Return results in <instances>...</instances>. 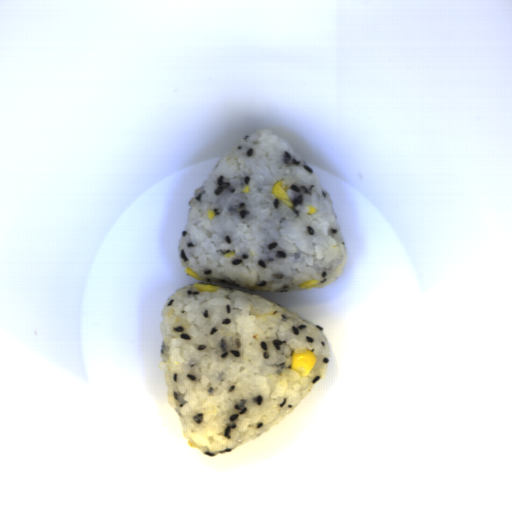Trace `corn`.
I'll return each mask as SVG.
<instances>
[{"instance_id": "5", "label": "corn", "mask_w": 512, "mask_h": 512, "mask_svg": "<svg viewBox=\"0 0 512 512\" xmlns=\"http://www.w3.org/2000/svg\"><path fill=\"white\" fill-rule=\"evenodd\" d=\"M186 273L198 279L199 281H204L203 278H200L196 273H194L189 267L185 269Z\"/></svg>"}, {"instance_id": "1", "label": "corn", "mask_w": 512, "mask_h": 512, "mask_svg": "<svg viewBox=\"0 0 512 512\" xmlns=\"http://www.w3.org/2000/svg\"><path fill=\"white\" fill-rule=\"evenodd\" d=\"M317 357L312 350L305 353H294L291 357V369L297 372L302 378L309 375L314 368Z\"/></svg>"}, {"instance_id": "7", "label": "corn", "mask_w": 512, "mask_h": 512, "mask_svg": "<svg viewBox=\"0 0 512 512\" xmlns=\"http://www.w3.org/2000/svg\"><path fill=\"white\" fill-rule=\"evenodd\" d=\"M207 215H208L209 219H213V217L215 216L213 210H208Z\"/></svg>"}, {"instance_id": "6", "label": "corn", "mask_w": 512, "mask_h": 512, "mask_svg": "<svg viewBox=\"0 0 512 512\" xmlns=\"http://www.w3.org/2000/svg\"><path fill=\"white\" fill-rule=\"evenodd\" d=\"M315 212H317L316 208H315V207H311V206H309L307 214H309V215H310V214H313V213H315Z\"/></svg>"}, {"instance_id": "2", "label": "corn", "mask_w": 512, "mask_h": 512, "mask_svg": "<svg viewBox=\"0 0 512 512\" xmlns=\"http://www.w3.org/2000/svg\"><path fill=\"white\" fill-rule=\"evenodd\" d=\"M271 192L274 196H276L279 200H281L289 207L294 206V203L288 194V186H284V182L282 180H278L274 184Z\"/></svg>"}, {"instance_id": "3", "label": "corn", "mask_w": 512, "mask_h": 512, "mask_svg": "<svg viewBox=\"0 0 512 512\" xmlns=\"http://www.w3.org/2000/svg\"><path fill=\"white\" fill-rule=\"evenodd\" d=\"M194 289L198 290L199 292H216L218 291V287L214 284H211L209 282H196L193 285Z\"/></svg>"}, {"instance_id": "4", "label": "corn", "mask_w": 512, "mask_h": 512, "mask_svg": "<svg viewBox=\"0 0 512 512\" xmlns=\"http://www.w3.org/2000/svg\"><path fill=\"white\" fill-rule=\"evenodd\" d=\"M319 284L320 283L318 280H306L305 282L300 284L299 288H301L302 290H311L313 288H316Z\"/></svg>"}]
</instances>
